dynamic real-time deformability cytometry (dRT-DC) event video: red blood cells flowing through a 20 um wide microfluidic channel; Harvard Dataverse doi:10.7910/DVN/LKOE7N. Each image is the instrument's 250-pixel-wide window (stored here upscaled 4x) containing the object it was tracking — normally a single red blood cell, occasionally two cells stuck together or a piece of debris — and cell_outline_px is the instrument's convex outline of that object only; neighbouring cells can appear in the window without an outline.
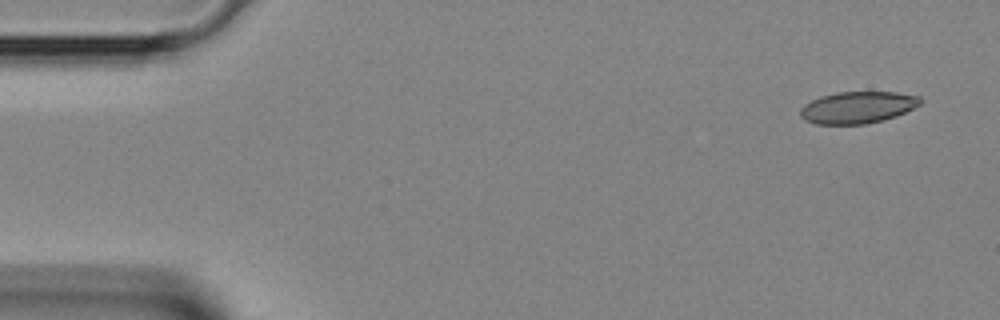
{"species": "Egyptian fruit bat (a non-hibernating species)", "species_latin": "Rousettus aegyptiacus", "temperature_condition": "room temperature", "stored_images_in_passage": 4, "segment_of_instrument_passage": [1, 2], "camera_frame_rate_fps": 3000, "um_per_image_px": 0.085, "animal": {"sex": "female"}, "frame": {"image": 1, "passage_image": 1, "time_ms": 0.0, "image_size_px": [1000, 320], "cell_outline_px": [[924, 100], [920, 104], [896, 116], [884, 120], [864, 124], [816, 124], [804, 120], [800, 116], [800, 108], [804, 104], [820, 96], [836, 92], [896, 92], [920, 96]], "centroid_in_image_um": [72.89, 9.12], "position_along_channel_um": 12.1, "area_um2": 22.37}}